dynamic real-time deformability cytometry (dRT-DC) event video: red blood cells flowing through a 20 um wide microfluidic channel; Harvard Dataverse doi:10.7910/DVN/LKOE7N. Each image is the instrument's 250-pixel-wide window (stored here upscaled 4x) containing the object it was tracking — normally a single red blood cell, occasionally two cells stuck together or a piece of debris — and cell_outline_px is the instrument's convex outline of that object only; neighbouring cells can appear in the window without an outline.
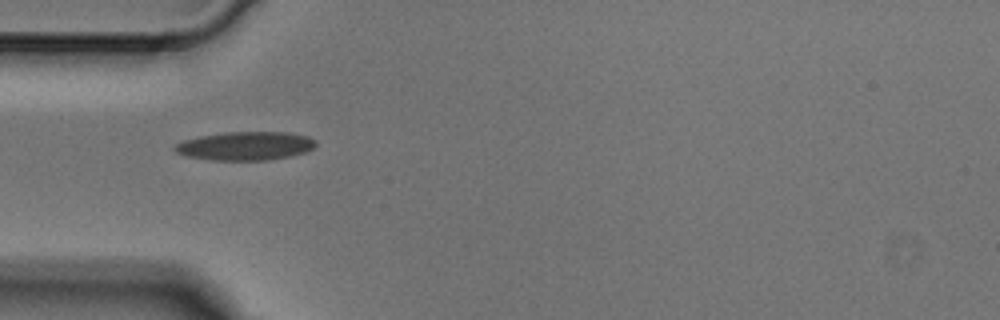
{"species": "Egyptian fruit bat (a non-hibernating species)", "species_latin": "Rousettus aegyptiacus", "temperature_condition": "cold", "stored_images_in_passage": 2, "camera_frame_rate_fps": 3000, "um_per_image_px": 0.085, "animal": {"sex": "male"}, "frame": {"image": 1, "passage_image": 1, "time_ms": 0.0, "image_size_px": [1000, 320], "cell_outline_px": [[316, 144], [312, 148], [304, 152], [288, 156], [268, 160], [208, 160], [184, 156], [176, 152], [172, 148], [176, 144], [184, 140], [200, 136], [228, 132], [288, 132], [308, 136], [316, 140]], "centroid_in_image_um": [20.83, 12.4], "position_along_channel_um": 64.2, "area_um2": 23.47}}
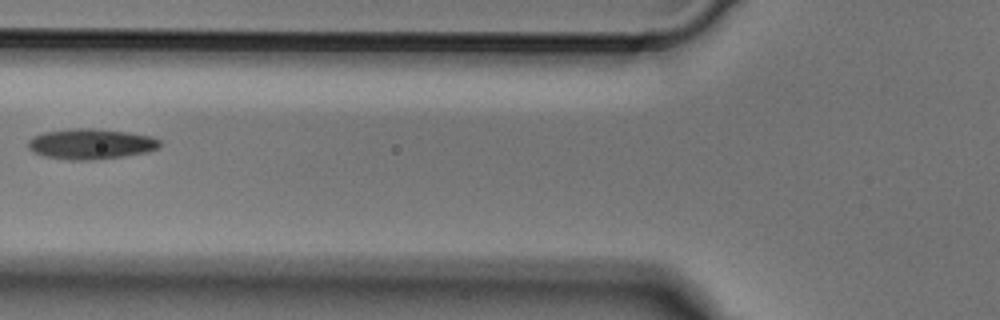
{"frame": {"image": 2, "passage_image": 2, "time_ms": 0.333, "image_size_px": [1000, 320], "cell_outline_px": [[160, 148], [144, 152], [124, 156], [92, 160], [68, 160], [44, 156], [32, 152], [28, 148], [28, 140], [32, 136], [44, 132], [72, 128], [92, 128], [128, 132], [152, 136], [160, 140]], "centroid_in_image_um": [7.69, 12.23], "position_along_channel_um": 118.1, "area_um2": 23.52}}